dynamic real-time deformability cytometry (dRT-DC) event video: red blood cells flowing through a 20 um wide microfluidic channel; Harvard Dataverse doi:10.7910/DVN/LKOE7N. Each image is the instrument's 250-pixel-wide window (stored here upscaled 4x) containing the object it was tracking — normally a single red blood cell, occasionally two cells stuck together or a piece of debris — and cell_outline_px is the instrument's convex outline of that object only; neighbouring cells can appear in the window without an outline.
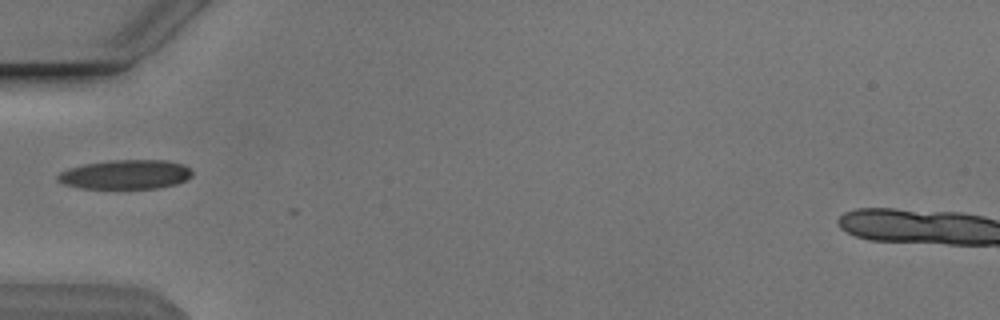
{"species": "Egyptian fruit bat (a non-hibernating species)", "species_latin": "Rousettus aegyptiacus", "temperature_condition": "cold", "stored_images_in_passage": 2, "camera_frame_rate_fps": 3000, "um_per_image_px": 0.085, "animal": {"sex": "male"}, "frame": {"image": 1, "passage_image": 1, "time_ms": 0.0, "image_size_px": [1000, 320], "cell_outline_px": [[192, 176], [176, 184], [156, 188], [80, 188], [64, 184], [56, 180], [56, 176], [60, 172], [68, 168], [84, 164], [108, 160], [168, 160], [184, 164], [192, 172]], "centroid_in_image_um": [10.65, 14.82], "position_along_channel_um": 74.4, "area_um2": 23.0}}